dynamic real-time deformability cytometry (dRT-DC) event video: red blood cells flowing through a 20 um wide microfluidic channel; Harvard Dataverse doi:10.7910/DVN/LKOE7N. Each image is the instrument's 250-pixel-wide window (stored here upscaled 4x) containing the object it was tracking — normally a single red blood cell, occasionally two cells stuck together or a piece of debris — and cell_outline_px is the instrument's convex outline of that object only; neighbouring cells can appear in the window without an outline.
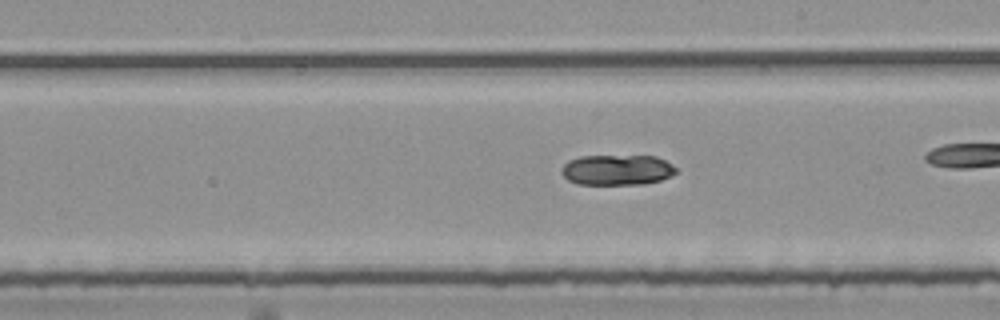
{"species": "common noctule bat (a hibernating species)", "species_latin": "Nyctalus noctula", "temperature_condition": "room temperature", "stored_images_in_passage": 27, "camera_frame_rate_fps": 3000, "um_per_image_px": 0.085, "animal": {"sex": "female", "body_mass_g": 25.1}, "frame": {"image": 1, "passage_image": 16, "time_ms": 5.0, "image_size_px": [1000, 320], "cell_outline_px": [[676, 172], [660, 180], [640, 184], [576, 184], [568, 180], [560, 172], [564, 164], [568, 160], [580, 156], [656, 156], [672, 164], [676, 168]], "centroid_in_image_um": [52.41, 14.43], "position_along_channel_um": 236.6, "area_um2": 20.23}}